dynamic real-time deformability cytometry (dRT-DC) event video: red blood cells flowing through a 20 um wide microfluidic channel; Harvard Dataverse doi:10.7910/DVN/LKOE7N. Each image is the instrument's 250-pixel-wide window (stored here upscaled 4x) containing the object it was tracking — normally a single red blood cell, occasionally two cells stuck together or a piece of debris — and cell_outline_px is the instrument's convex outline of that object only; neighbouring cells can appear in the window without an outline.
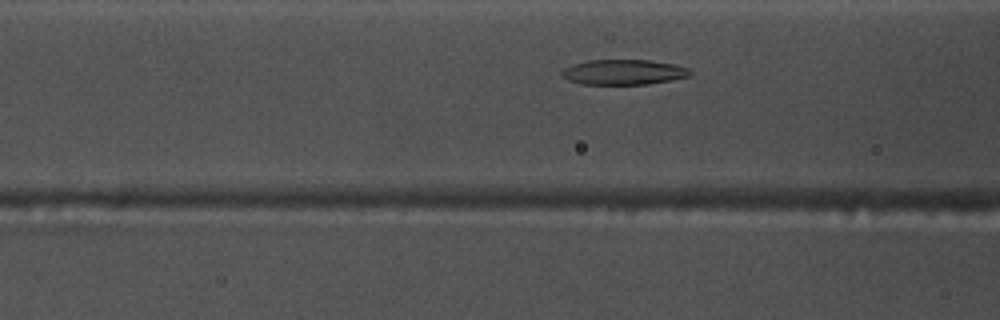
{"species": "common noctule bat (a hibernating species)", "species_latin": "Nyctalus noctula", "temperature_condition": "warm", "stored_images_in_passage": 32, "camera_frame_rate_fps": 3000, "um_per_image_px": 0.085, "animal": {"sex": "male", "body_mass_g": 17.5, "forearm_length_mm": 52.3}, "frame": {"image": 1, "passage_image": 10, "time_ms": 3.0, "image_size_px": [1000, 320], "cell_outline_px": [[692, 76], [672, 80], [648, 84], [580, 84], [568, 80], [560, 76], [560, 72], [564, 68], [572, 64], [588, 60], [652, 60], [672, 64], [688, 68], [692, 72]], "centroid_in_image_um": [52.99, 6.13], "position_along_channel_um": 113.6, "area_um2": 19.02}}
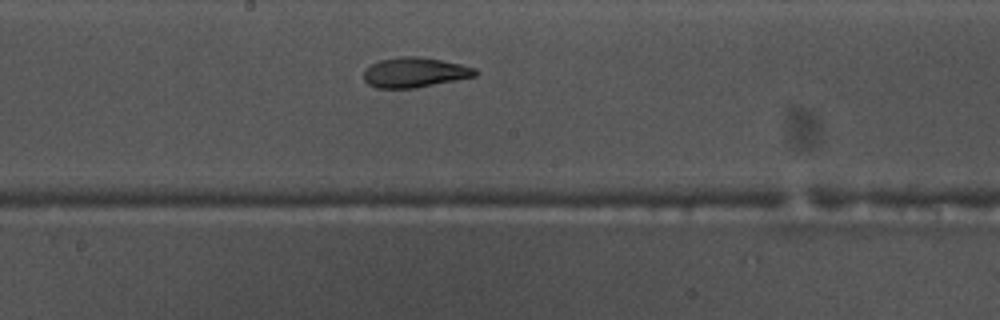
{"frame": {"image": 2, "passage_image": 18, "time_ms": 5.667, "image_size_px": [1000, 320], "cell_outline_px": [[480, 72], [476, 76], [416, 88], [376, 88], [368, 84], [364, 80], [364, 72], [372, 64], [380, 60], [404, 56], [420, 56], [460, 64], [476, 68]], "centroid_in_image_um": [35.28, 6.16], "position_along_channel_um": 212.9, "area_um2": 19.42}}
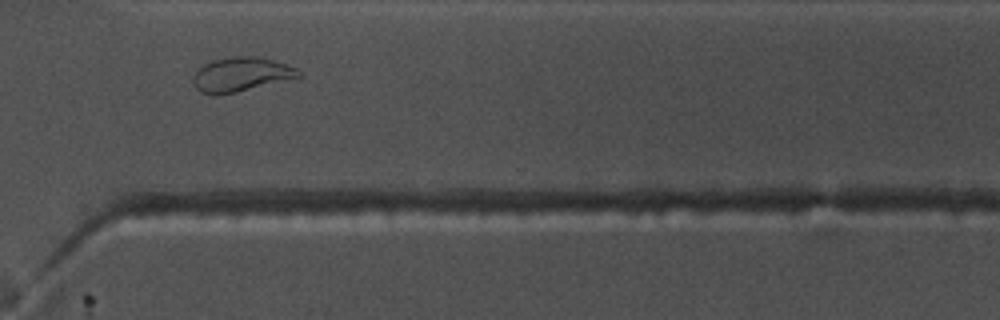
{"frame": {"image": 3, "passage_image": 29, "time_ms": 9.333, "image_size_px": [1000, 320], "cell_outline_px": [[300, 76], [236, 92], [216, 96], [212, 96], [200, 92], [196, 88], [192, 80], [192, 76], [204, 64], [212, 60], [232, 56], [256, 56], [272, 60], [296, 68], [300, 72]], "centroid_in_image_um": [20.4, 6.33], "position_along_channel_um": 350.2, "area_um2": 20.81}, "authors_computed_cell_mechanics": {"area_um2": 19.2185, "velocity_mm_per_s": 3.7349, "shape_relaxation_time_tau1_ms": 9.8226, "shape_relaxation_time_tau2_ms": 2.5317, "deformation_change_tau1": 0.2821, "deformation_change_tau2": 0.096}}